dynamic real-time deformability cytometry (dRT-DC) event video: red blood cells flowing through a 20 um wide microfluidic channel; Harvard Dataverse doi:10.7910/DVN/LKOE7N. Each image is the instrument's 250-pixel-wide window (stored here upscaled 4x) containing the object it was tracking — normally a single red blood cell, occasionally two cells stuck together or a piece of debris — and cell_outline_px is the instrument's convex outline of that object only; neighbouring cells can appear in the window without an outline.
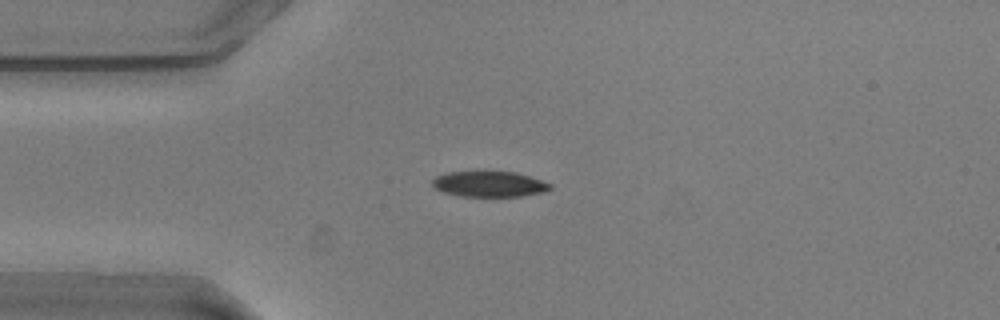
{"species": "common noctule bat (a hibernating species)", "species_latin": "Nyctalus noctula", "temperature_condition": "warm", "stored_images_in_passage": 7, "camera_frame_rate_fps": 3000, "um_per_image_px": 0.085, "animal": {"sex": "male", "body_mass_g": 20.5, "forearm_length_mm": 52.5}, "frame": {"image": 1, "passage_image": 1, "time_ms": 0.0, "image_size_px": [1000, 320], "cell_outline_px": [[552, 188], [544, 192], [520, 196], [460, 196], [444, 192], [432, 188], [432, 180], [436, 176], [448, 172], [476, 168], [516, 172], [552, 184]], "centroid_in_image_um": [41.52, 15.59], "position_along_channel_um": 43.5, "area_um2": 18.44}}